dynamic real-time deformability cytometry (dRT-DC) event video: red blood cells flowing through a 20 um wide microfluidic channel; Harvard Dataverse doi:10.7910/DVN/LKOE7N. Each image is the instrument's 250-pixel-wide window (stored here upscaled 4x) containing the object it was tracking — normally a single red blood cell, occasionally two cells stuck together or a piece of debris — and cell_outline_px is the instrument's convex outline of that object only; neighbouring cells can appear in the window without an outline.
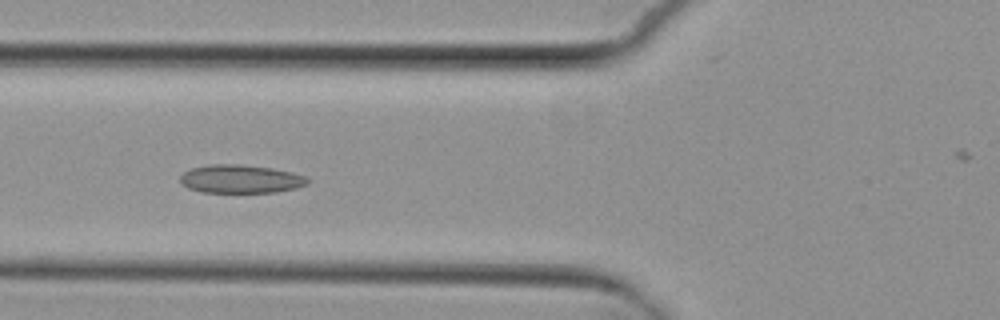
{"species": "common noctule bat (a hibernating species)", "species_latin": "Nyctalus noctula", "temperature_condition": "cold", "stored_images_in_passage": 8, "camera_frame_rate_fps": 3000, "um_per_image_px": 0.085, "animal": {"sex": "female", "body_mass_g": 29.2, "forearm_length_mm": 56.3}, "frame": {"image": 1, "passage_image": 7, "time_ms": 7.0, "image_size_px": [1000, 320], "cell_outline_px": [[312, 180], [308, 184], [296, 188], [276, 192], [200, 192], [188, 188], [180, 184], [180, 176], [184, 172], [192, 168], [208, 164], [240, 164], [272, 168], [292, 172], [308, 176]], "centroid_in_image_um": [20.48, 15.21], "position_along_channel_um": 105.3, "area_um2": 21.33}}
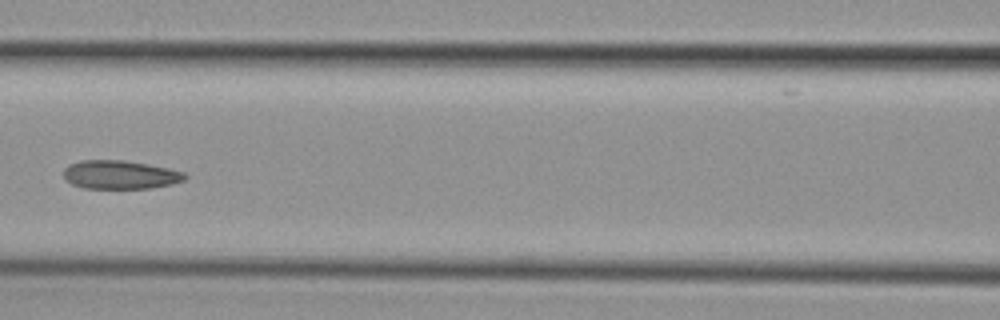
{"frame": {"image": 2, "passage_image": 8, "time_ms": 8.333, "image_size_px": [1000, 320], "cell_outline_px": [[188, 176], [184, 180], [172, 184], [152, 188], [84, 188], [72, 184], [64, 180], [64, 168], [68, 164], [80, 160], [124, 160], [148, 164], [168, 168], [184, 172]], "centroid_in_image_um": [10.19, 14.85], "position_along_channel_um": 156.4, "area_um2": 20.35}}